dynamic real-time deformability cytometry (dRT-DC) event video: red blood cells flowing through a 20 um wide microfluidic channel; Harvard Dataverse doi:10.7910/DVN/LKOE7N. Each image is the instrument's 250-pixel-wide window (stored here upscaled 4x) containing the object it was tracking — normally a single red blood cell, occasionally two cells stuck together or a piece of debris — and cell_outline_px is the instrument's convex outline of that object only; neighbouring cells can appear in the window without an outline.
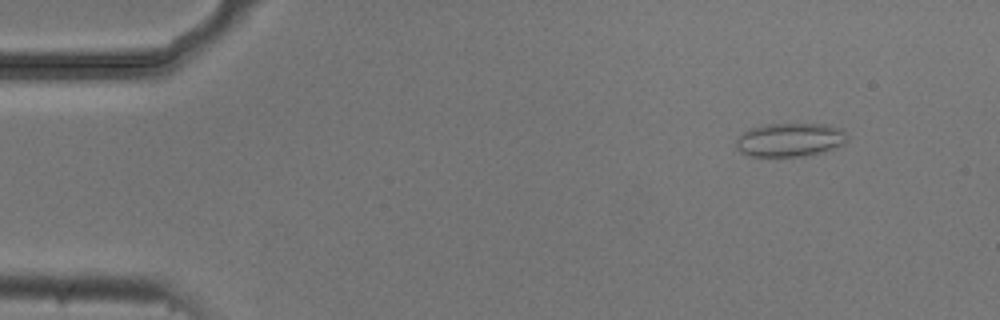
{"species": "common noctule bat (a hibernating species)", "species_latin": "Nyctalus noctula", "temperature_condition": "cold", "stored_images_in_passage": 3, "camera_frame_rate_fps": 3000, "um_per_image_px": 0.085, "animal": {"sex": "male", "body_mass_g": 20.5, "forearm_length_mm": 52.5}, "frame": {"image": 1, "passage_image": 1, "time_ms": 0.0, "image_size_px": [1000, 320], "cell_outline_px": [[848, 140], [844, 144], [836, 148], [824, 152], [804, 156], [748, 156], [740, 152], [736, 148], [736, 140], [744, 132], [752, 128], [768, 124], [828, 124], [844, 128], [848, 136]], "centroid_in_image_um": [67.22, 11.88], "position_along_channel_um": 17.8, "area_um2": 22.08}}